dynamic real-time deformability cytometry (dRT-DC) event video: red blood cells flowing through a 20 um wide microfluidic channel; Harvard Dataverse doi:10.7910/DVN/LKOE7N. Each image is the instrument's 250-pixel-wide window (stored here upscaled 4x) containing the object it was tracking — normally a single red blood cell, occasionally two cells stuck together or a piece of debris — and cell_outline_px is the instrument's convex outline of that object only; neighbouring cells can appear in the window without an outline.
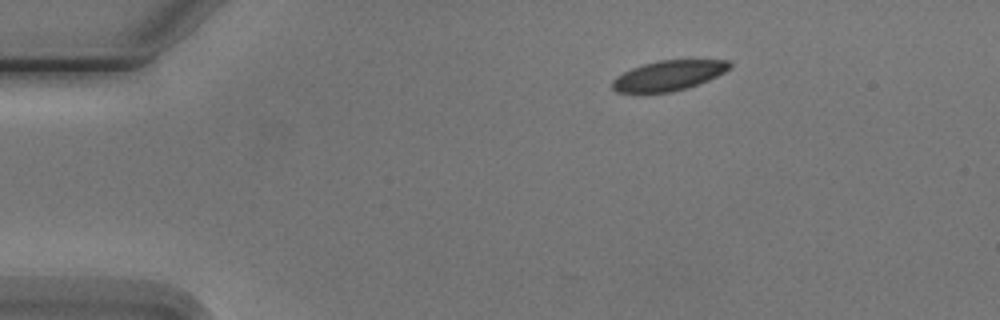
{"species": "Egyptian fruit bat (a non-hibernating species)", "species_latin": "Rousettus aegyptiacus", "temperature_condition": "cold", "stored_images_in_passage": 4, "camera_frame_rate_fps": 3000, "um_per_image_px": 0.085, "animal": {"sex": "male"}, "frame": {"image": 1, "passage_image": 1, "time_ms": 0.0, "image_size_px": [1000, 320], "cell_outline_px": [[732, 68], [708, 80], [688, 88], [672, 92], [616, 92], [612, 88], [612, 80], [616, 76], [632, 68], [644, 64], [660, 60], [728, 60], [732, 64]], "centroid_in_image_um": [56.84, 6.42], "position_along_channel_um": 28.2, "area_um2": 20.46}}
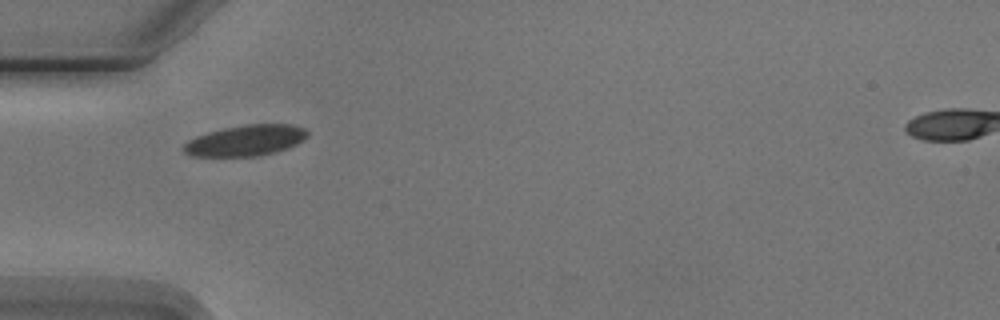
{"frame": {"image": 2, "passage_image": 3, "time_ms": 2.667, "image_size_px": [1000, 320], "cell_outline_px": [[308, 136], [304, 140], [288, 148], [256, 156], [192, 156], [184, 152], [184, 144], [188, 140], [196, 136], [208, 132], [224, 128], [244, 124], [292, 124], [304, 128], [308, 132]], "centroid_in_image_um": [20.89, 11.93], "position_along_channel_um": 64.1, "area_um2": 22.2}}
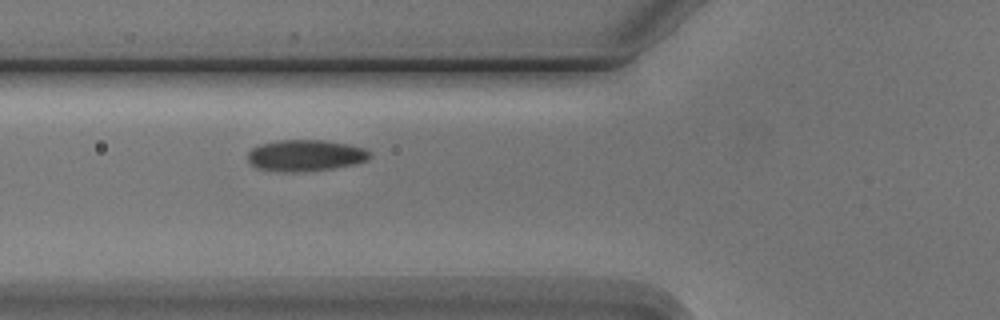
{"frame": {"image": 3, "passage_image": 4, "time_ms": 3.667, "image_size_px": [1000, 320], "cell_outline_px": [[372, 156], [368, 160], [352, 164], [332, 168], [296, 172], [284, 172], [256, 168], [248, 160], [248, 152], [252, 148], [260, 144], [276, 140], [324, 140], [348, 144], [364, 148], [372, 152]], "centroid_in_image_um": [25.96, 13.2], "position_along_channel_um": 99.8, "area_um2": 22.37}}